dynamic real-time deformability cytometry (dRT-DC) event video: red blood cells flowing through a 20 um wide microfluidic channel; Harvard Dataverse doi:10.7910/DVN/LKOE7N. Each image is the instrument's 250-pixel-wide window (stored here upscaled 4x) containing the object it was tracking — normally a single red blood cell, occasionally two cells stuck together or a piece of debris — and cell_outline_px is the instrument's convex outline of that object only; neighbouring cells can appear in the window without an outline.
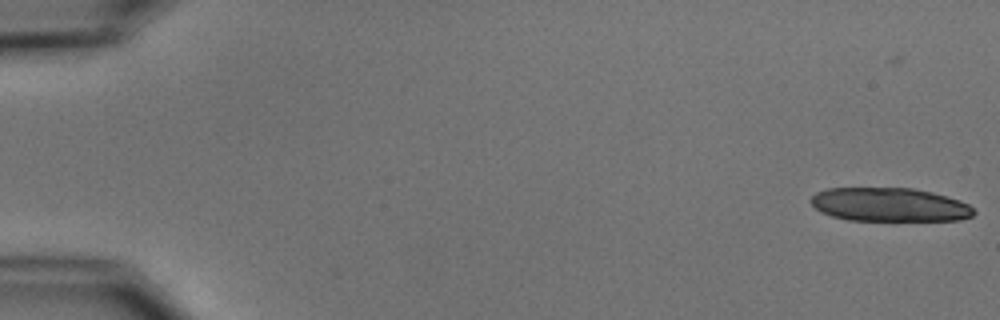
{"species": "common noctule bat (a hibernating species)", "species_latin": "Nyctalus noctula", "temperature_condition": "cold", "stored_images_in_passage": 6, "camera_frame_rate_fps": 3000, "um_per_image_px": 0.085, "animal": {"sex": "male", "body_mass_g": 15.6}, "frame": {"image": 1, "passage_image": 1, "time_ms": 0.0, "image_size_px": [1000, 320], "cell_outline_px": [[976, 212], [972, 216], [960, 220], [848, 220], [832, 216], [820, 212], [812, 204], [812, 196], [816, 192], [828, 188], [912, 188], [932, 192], [960, 200], [968, 204]], "centroid_in_image_um": [75.61, 17.39], "position_along_channel_um": 9.4, "area_um2": 31.91}}
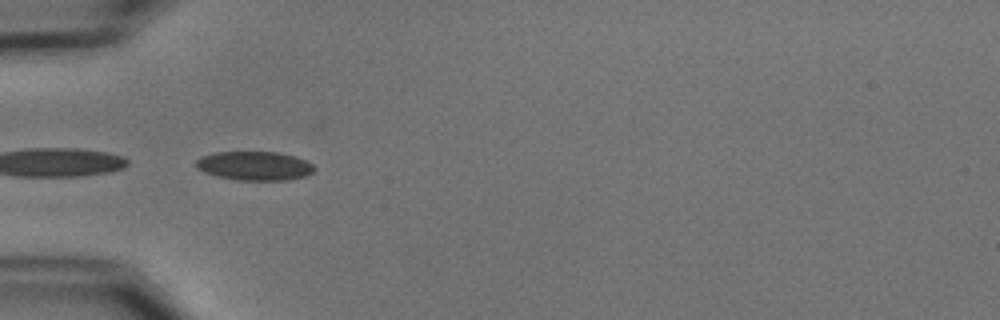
{"frame": {"image": 2, "passage_image": 5, "time_ms": 5.667, "image_size_px": [1000, 320], "cell_outline_px": [[316, 168], [312, 172], [304, 176], [288, 180], [236, 180], [216, 176], [204, 172], [196, 168], [196, 160], [200, 156], [216, 152], [280, 152], [296, 156], [312, 164]], "centroid_in_image_um": [21.62, 14.09], "position_along_channel_um": 63.4, "area_um2": 20.06}}